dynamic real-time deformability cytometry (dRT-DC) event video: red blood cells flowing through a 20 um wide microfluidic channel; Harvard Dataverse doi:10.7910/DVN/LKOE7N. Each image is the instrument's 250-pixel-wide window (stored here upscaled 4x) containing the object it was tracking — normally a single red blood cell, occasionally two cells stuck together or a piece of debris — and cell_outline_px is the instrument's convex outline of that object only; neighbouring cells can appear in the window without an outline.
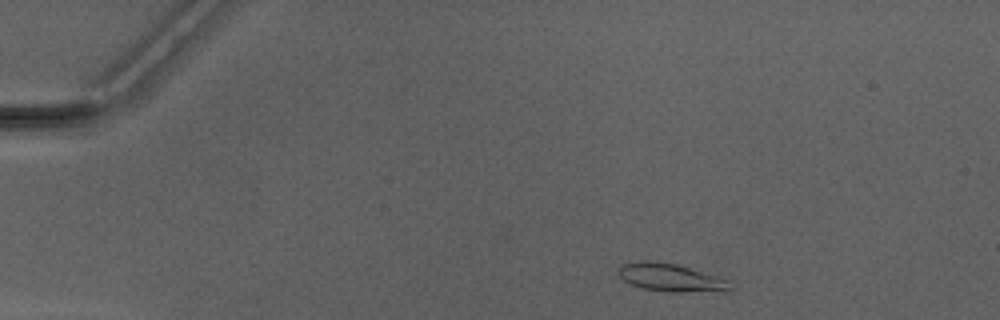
{"species": "Egyptian fruit bat (a non-hibernating species)", "species_latin": "Rousettus aegyptiacus", "temperature_condition": "warm", "stored_images_in_passage": 44, "camera_frame_rate_fps": 3000, "um_per_image_px": 0.085, "animal": {"sex": "male"}, "frame": {"image": 1, "passage_image": 3, "time_ms": 0.667, "image_size_px": [1000, 320], "cell_outline_px": [[736, 288], [728, 292], [668, 292], [640, 288], [628, 284], [616, 272], [616, 268], [624, 264], [640, 260], [648, 260], [676, 264], [716, 276], [728, 280]], "centroid_in_image_um": [57.04, 23.62], "position_along_channel_um": 28.0, "area_um2": 18.67}}
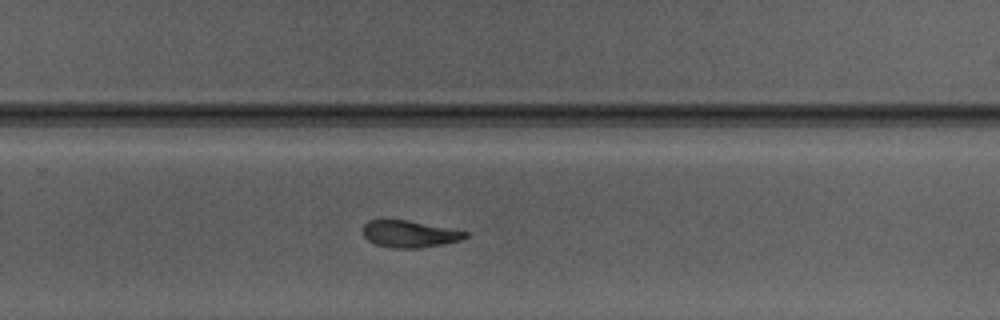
{"frame": {"image": 2, "passage_image": 28, "time_ms": 9.0, "image_size_px": [1000, 320], "cell_outline_px": [[468, 236], [460, 240], [444, 244], [416, 248], [392, 248], [376, 244], [368, 240], [364, 236], [364, 224], [368, 220], [408, 220], [468, 232]], "centroid_in_image_um": [34.8, 19.89], "position_along_channel_um": 295.0, "area_um2": 15.84}}
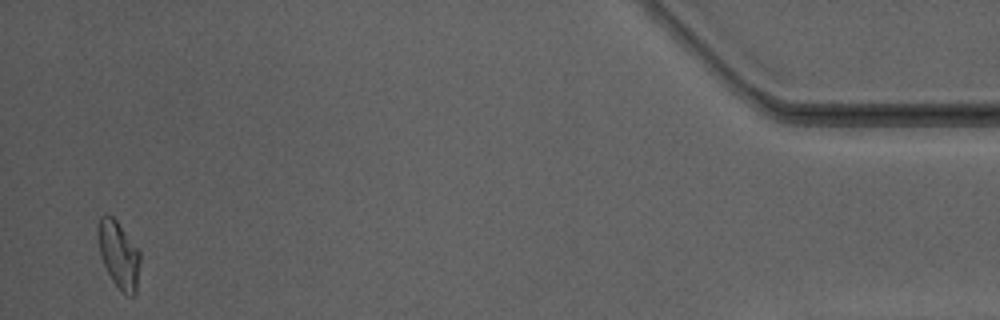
{"frame": {"image": 3, "passage_image": 43, "time_ms": 14.0, "image_size_px": [1000, 320], "cell_outline_px": [[140, 264], [136, 292], [132, 296], [124, 296], [112, 280], [100, 256], [96, 232], [96, 228], [100, 216], [104, 212], [112, 216], [116, 220], [140, 248]], "centroid_in_image_um": [10.09, 21.61], "position_along_channel_um": 425.1, "area_um2": 17.05}, "authors_computed_cell_mechanics": {"area_um2": 16.762, "velocity_mm_per_s": 4.1741, "shape_relaxation_time_tau1_ms": 4.0856, "shape_relaxation_time_tau2_ms": 1.9657, "deformation_change_tau1": 0.1881, "deformation_change_tau2": 0.1017}}